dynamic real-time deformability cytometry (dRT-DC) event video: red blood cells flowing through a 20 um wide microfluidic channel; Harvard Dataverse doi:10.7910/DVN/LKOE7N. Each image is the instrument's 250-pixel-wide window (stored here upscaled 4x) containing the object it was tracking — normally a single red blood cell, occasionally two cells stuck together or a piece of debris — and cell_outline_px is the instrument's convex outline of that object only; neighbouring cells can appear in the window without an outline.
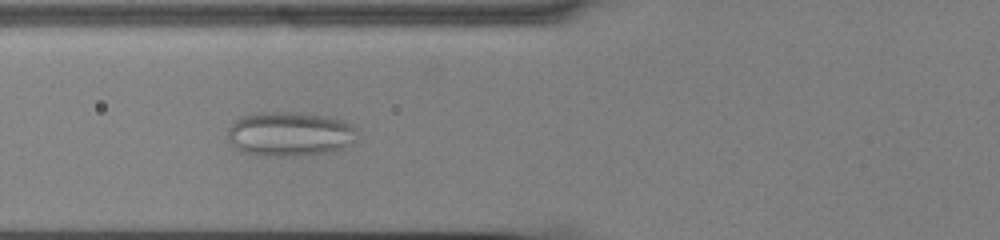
{"species": "common noctule bat (a hibernating species)", "species_latin": "Nyctalus noctula", "temperature_condition": "cold", "stored_images_in_passage": 57, "camera_frame_rate_fps": 3000, "um_per_image_px": 0.085, "animal": {"sex": "male", "body_mass_g": 13.0, "forearm_length_mm": 53.1}, "frame": {"image": 1, "passage_image": 23, "time_ms": 7.333, "image_size_px": [1000, 240], "cell_outline_px": [[356, 140], [352, 144], [328, 152], [296, 156], [260, 156], [240, 152], [228, 140], [228, 128], [240, 116], [256, 112], [296, 112], [328, 116], [344, 120], [352, 124], [356, 128]], "centroid_in_image_um": [24.62, 11.38], "position_along_channel_um": 101.2, "area_um2": 34.04}}
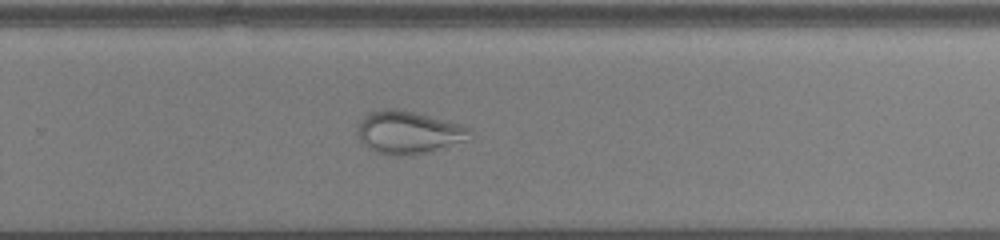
{"frame": {"image": 2, "passage_image": 39, "time_ms": 12.667, "image_size_px": [1000, 240], "cell_outline_px": [[472, 140], [424, 152], [392, 156], [376, 152], [368, 148], [364, 144], [360, 136], [360, 120], [368, 112], [380, 108], [396, 108], [460, 124], [472, 128]], "centroid_in_image_um": [34.77, 11.24], "position_along_channel_um": 295.0, "area_um2": 27.69}}
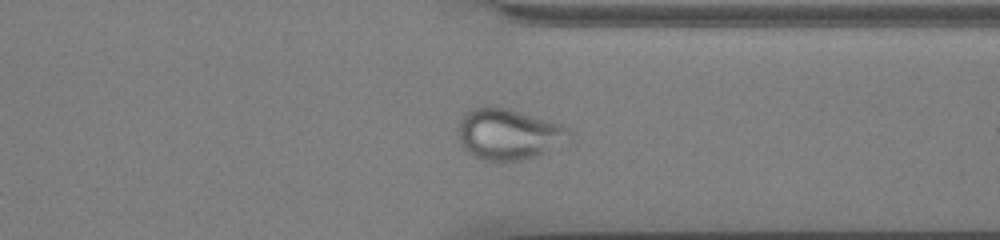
{"frame": {"image": 3, "passage_image": 45, "time_ms": 14.667, "image_size_px": [1000, 240], "cell_outline_px": [[572, 140], [568, 144], [520, 160], [500, 164], [484, 160], [476, 156], [464, 148], [456, 136], [456, 128], [464, 112], [472, 108], [488, 104], [508, 108], [560, 124], [568, 128], [572, 132]], "centroid_in_image_um": [43.21, 11.4], "position_along_channel_um": 368.2, "area_um2": 33.99}}